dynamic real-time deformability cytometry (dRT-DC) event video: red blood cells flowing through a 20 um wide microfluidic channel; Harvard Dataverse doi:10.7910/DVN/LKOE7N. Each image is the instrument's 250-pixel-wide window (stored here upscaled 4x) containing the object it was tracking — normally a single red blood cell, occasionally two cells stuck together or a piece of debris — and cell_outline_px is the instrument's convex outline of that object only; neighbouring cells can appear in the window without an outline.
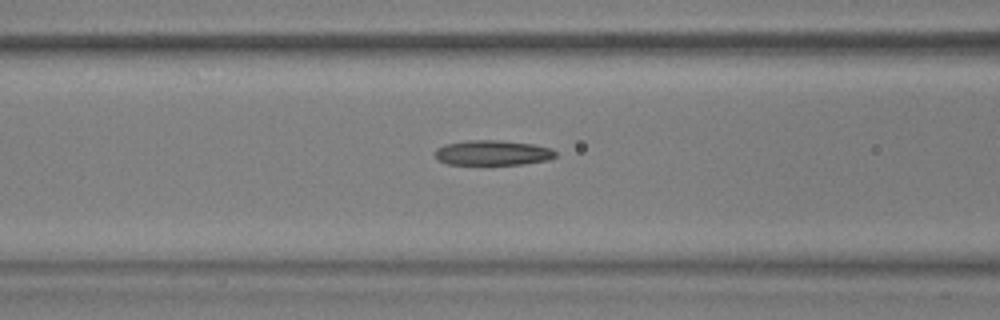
{"species": "common noctule bat (a hibernating species)", "species_latin": "Nyctalus noctula", "temperature_condition": "warm", "stored_images_in_passage": 31, "camera_frame_rate_fps": 3000, "um_per_image_px": 0.085, "animal": {"sex": "male", "body_mass_g": 17.9, "forearm_length_mm": 54.2}, "frame": {"image": 1, "passage_image": 7, "time_ms": 2.0, "image_size_px": [1000, 320], "cell_outline_px": [[556, 156], [548, 160], [524, 164], [488, 168], [448, 164], [440, 160], [436, 156], [436, 148], [444, 144], [468, 140], [500, 140], [532, 144], [552, 148], [556, 152]], "centroid_in_image_um": [41.87, 13.04], "position_along_channel_um": 124.7, "area_um2": 18.61}}
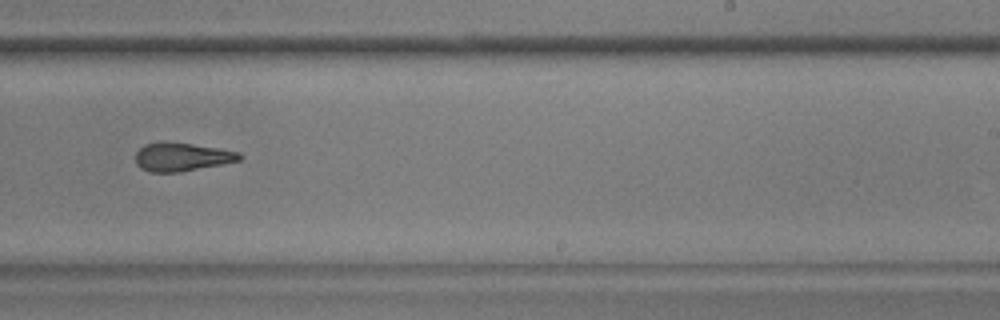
{"frame": {"image": 2, "passage_image": 19, "time_ms": 6.0, "image_size_px": [1000, 320], "cell_outline_px": [[244, 156], [240, 160], [180, 172], [148, 172], [140, 168], [136, 164], [136, 152], [144, 144], [192, 144], [240, 152]], "centroid_in_image_um": [15.46, 13.37], "position_along_channel_um": 273.5, "area_um2": 16.65}}
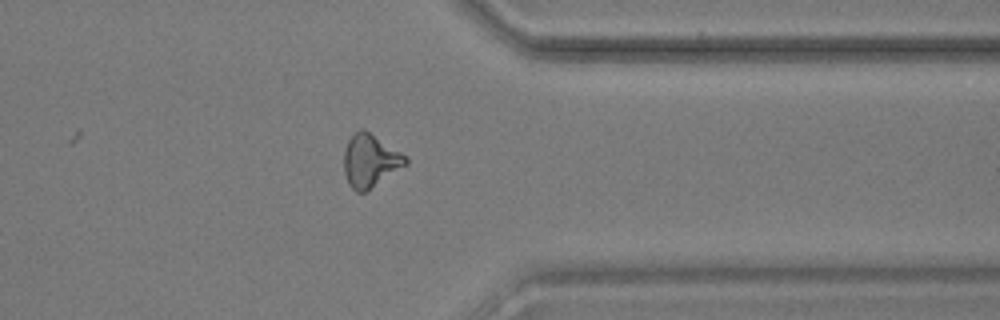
{"frame": {"image": 3, "passage_image": 28, "time_ms": 9.0, "image_size_px": [1000, 320], "cell_outline_px": [[408, 164], [364, 192], [356, 192], [348, 184], [344, 172], [344, 152], [348, 140], [360, 128], [364, 128], [408, 156]], "centroid_in_image_um": [31.48, 13.64], "position_along_channel_um": 379.9, "area_um2": 19.02}, "authors_computed_cell_mechanics": {"area_um2": 17.9758, "velocity_mm_per_s": 3.7247, "shape_relaxation_time_tau1_ms": 4.9472, "shape_relaxation_time_tau2_ms": 2.9537, "deformation_change_tau1": 0.1505, "deformation_change_tau2": 0.122}}